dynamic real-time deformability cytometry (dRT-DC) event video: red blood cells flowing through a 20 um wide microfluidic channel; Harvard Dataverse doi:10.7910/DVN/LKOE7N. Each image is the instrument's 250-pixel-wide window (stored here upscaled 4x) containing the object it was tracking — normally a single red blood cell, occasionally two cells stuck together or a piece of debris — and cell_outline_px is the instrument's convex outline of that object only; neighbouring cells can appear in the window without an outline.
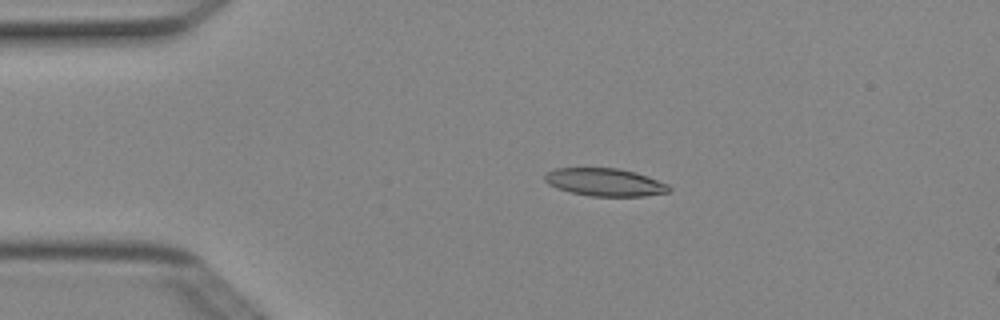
{"species": "Egyptian fruit bat (a non-hibernating species)", "species_latin": "Rousettus aegyptiacus", "temperature_condition": "cold", "stored_images_in_passage": 5, "camera_frame_rate_fps": 3000, "um_per_image_px": 0.085, "animal": {"sex": "female"}, "frame": {"image": 1, "passage_image": 3, "time_ms": 0.667, "image_size_px": [1000, 320], "cell_outline_px": [[672, 188], [668, 192], [644, 196], [588, 196], [556, 188], [548, 184], [544, 180], [544, 176], [548, 172], [556, 168], [616, 168], [636, 172], [668, 184]], "centroid_in_image_um": [51.41, 15.49], "position_along_channel_um": 33.6, "area_um2": 20.06}}